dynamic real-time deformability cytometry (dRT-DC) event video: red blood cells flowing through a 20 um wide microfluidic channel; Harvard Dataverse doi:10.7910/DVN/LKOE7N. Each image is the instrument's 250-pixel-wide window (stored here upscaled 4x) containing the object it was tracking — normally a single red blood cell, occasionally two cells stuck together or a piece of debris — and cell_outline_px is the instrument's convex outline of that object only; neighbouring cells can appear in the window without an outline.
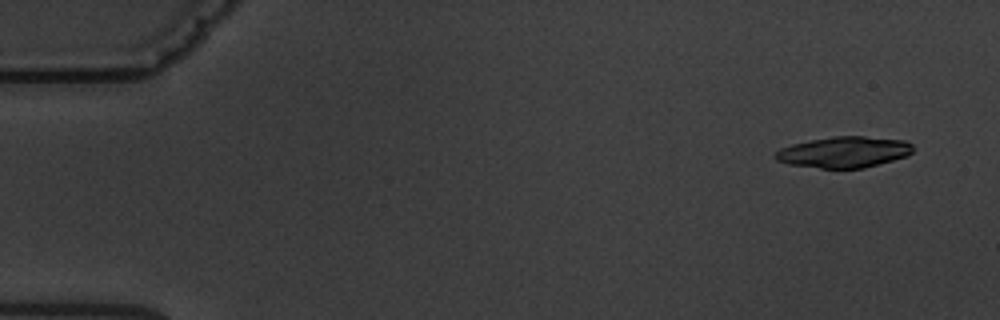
{"species": "common noctule bat (a hibernating species)", "species_latin": "Nyctalus noctula", "temperature_condition": "warm", "stored_images_in_passage": 6, "camera_frame_rate_fps": 3000, "um_per_image_px": 0.085, "animal": {"sex": "male", "body_mass_g": 19.5, "forearm_length_mm": 54.6}, "frame": {"image": 1, "passage_image": 1, "time_ms": 0.0, "image_size_px": [1000, 320], "cell_outline_px": [[916, 148], [908, 156], [864, 168], [820, 168], [788, 164], [776, 160], [772, 156], [780, 148], [792, 144], [812, 140], [836, 136], [864, 136], [904, 140], [912, 144]], "centroid_in_image_um": [71.76, 12.93], "position_along_channel_um": 13.2, "area_um2": 24.97}}
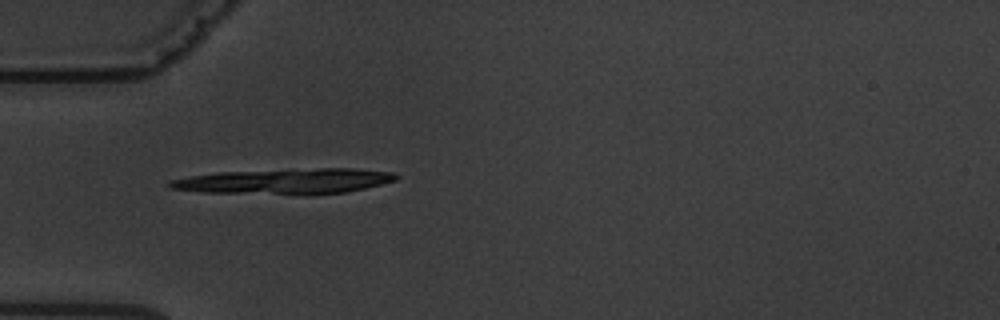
{"frame": {"image": 2, "passage_image": 5, "time_ms": 4.667, "image_size_px": [1000, 320], "cell_outline_px": [[400, 176], [396, 180], [364, 188], [344, 192], [204, 192], [168, 188], [168, 180], [188, 176], [220, 172], [320, 168], [352, 168], [396, 172]], "centroid_in_image_um": [24.23, 15.36], "position_along_channel_um": 60.8, "area_um2": 32.08}}